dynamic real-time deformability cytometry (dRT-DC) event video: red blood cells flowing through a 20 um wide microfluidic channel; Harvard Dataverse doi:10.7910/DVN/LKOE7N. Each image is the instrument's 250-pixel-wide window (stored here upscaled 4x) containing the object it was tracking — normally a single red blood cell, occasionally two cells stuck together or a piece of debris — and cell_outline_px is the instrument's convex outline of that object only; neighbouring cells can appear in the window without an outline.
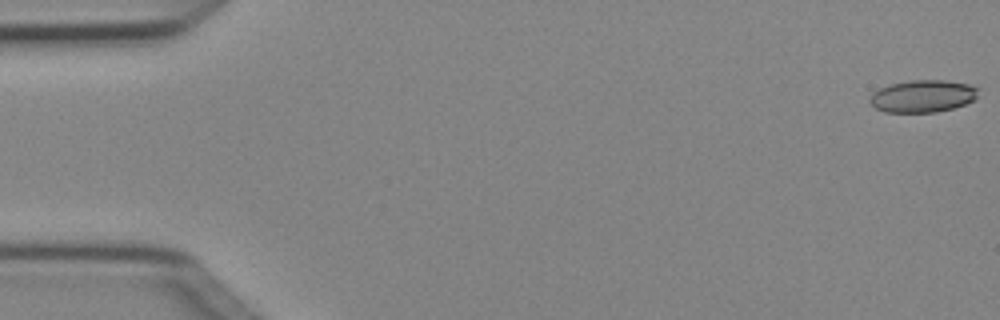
{"species": "Egyptian fruit bat (a non-hibernating species)", "species_latin": "Rousettus aegyptiacus", "temperature_condition": "cold", "stored_images_in_passage": 5, "camera_frame_rate_fps": 3000, "um_per_image_px": 0.085, "animal": {"sex": "female"}, "frame": {"image": 1, "passage_image": 1, "time_ms": 0.0, "image_size_px": [1000, 320], "cell_outline_px": [[980, 88], [976, 100], [952, 108], [936, 112], [884, 112], [876, 108], [868, 100], [872, 92], [880, 88], [892, 84], [908, 80], [944, 80], [968, 84]], "centroid_in_image_um": [78.45, 8.17], "position_along_channel_um": 6.6, "area_um2": 20.52}}
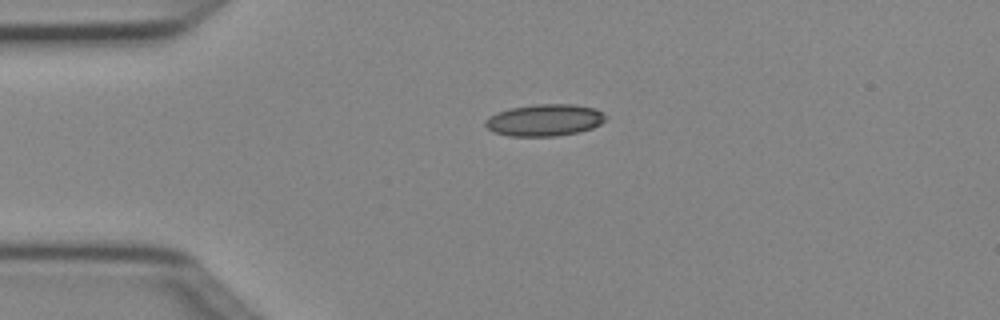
{"frame": {"image": 2, "passage_image": 4, "time_ms": 1.0, "image_size_px": [1000, 320], "cell_outline_px": [[608, 120], [592, 128], [580, 132], [556, 136], [508, 136], [492, 132], [484, 124], [484, 120], [496, 112], [508, 108], [536, 104], [576, 104], [596, 108], [604, 112], [608, 116]], "centroid_in_image_um": [46.32, 10.2], "position_along_channel_um": 38.7, "area_um2": 22.83}}